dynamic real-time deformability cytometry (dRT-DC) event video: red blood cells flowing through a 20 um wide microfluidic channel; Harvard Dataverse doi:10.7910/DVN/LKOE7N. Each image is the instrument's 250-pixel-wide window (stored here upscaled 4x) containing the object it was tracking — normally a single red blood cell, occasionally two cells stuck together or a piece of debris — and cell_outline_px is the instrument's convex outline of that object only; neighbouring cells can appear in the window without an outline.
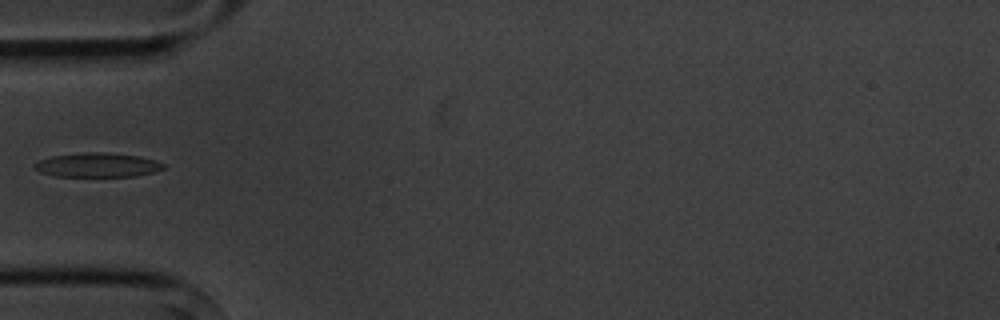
{"species": "common noctule bat (a hibernating species)", "species_latin": "Nyctalus noctula", "temperature_condition": "cold", "stored_images_in_passage": 5, "camera_frame_rate_fps": 3000, "um_per_image_px": 0.085, "animal": {"sex": "male", "body_mass_g": 20.1, "forearm_length_mm": 53.5}, "frame": {"image": 1, "passage_image": 5, "time_ms": 5.333, "image_size_px": [1000, 320], "cell_outline_px": [[164, 168], [152, 172], [136, 176], [56, 176], [40, 172], [32, 164], [40, 160], [52, 156], [80, 152], [108, 152], [140, 156], [156, 160], [164, 164]], "centroid_in_image_um": [8.29, 14.01], "position_along_channel_um": 76.7, "area_um2": 18.21}}